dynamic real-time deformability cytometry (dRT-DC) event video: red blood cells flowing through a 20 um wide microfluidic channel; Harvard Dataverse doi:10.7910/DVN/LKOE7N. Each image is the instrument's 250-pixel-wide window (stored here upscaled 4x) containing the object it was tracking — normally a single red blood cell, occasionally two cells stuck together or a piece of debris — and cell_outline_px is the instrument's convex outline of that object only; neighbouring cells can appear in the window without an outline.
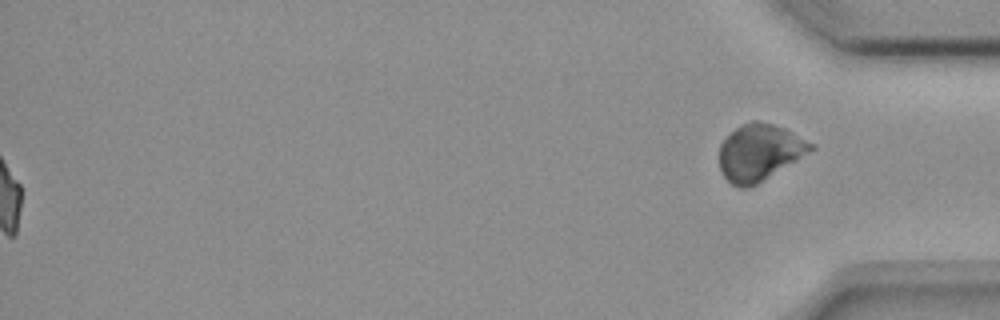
{"species": "common noctule bat (a hibernating species)", "species_latin": "Nyctalus noctula", "temperature_condition": "room temperature", "stored_images_in_passage": 55, "segment_of_instrument_passage": [2, 2], "camera_frame_rate_fps": 3000, "um_per_image_px": 0.085, "animal": {"sex": "female", "body_mass_g": 18.4}, "frame": {"image": 1, "passage_image": 55, "time_ms": 18.0, "image_size_px": [1000, 320], "cell_outline_px": [[816, 148], [756, 184], [748, 188], [740, 188], [732, 184], [720, 172], [720, 144], [740, 124], [752, 120], [756, 120], [788, 128], [816, 144]], "centroid_in_image_um": [64.58, 12.92], "position_along_channel_um": 370.6, "area_um2": 30.17}}